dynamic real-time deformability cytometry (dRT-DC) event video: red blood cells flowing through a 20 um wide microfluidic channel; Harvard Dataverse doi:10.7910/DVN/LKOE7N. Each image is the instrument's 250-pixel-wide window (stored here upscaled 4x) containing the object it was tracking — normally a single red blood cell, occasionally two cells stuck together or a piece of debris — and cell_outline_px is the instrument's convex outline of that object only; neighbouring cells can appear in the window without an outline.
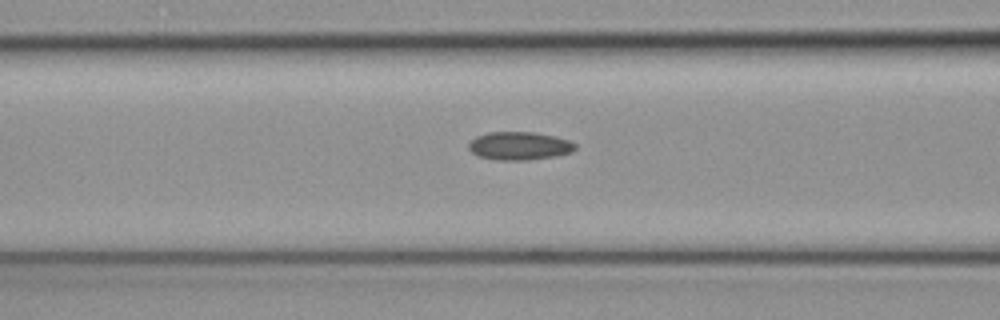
{"species": "common noctule bat (a hibernating species)", "species_latin": "Nyctalus noctula", "temperature_condition": "cold", "stored_images_in_passage": 10, "camera_frame_rate_fps": 3000, "um_per_image_px": 0.085, "animal": {"sex": "female", "body_mass_g": 19.3, "forearm_length_mm": 54.1}, "frame": {"image": 1, "passage_image": 9, "time_ms": 2.667, "image_size_px": [1000, 320], "cell_outline_px": [[576, 148], [572, 152], [556, 156], [528, 160], [496, 160], [476, 156], [468, 148], [468, 144], [476, 136], [488, 132], [536, 132], [556, 136], [568, 140], [576, 144]], "centroid_in_image_um": [44.14, 12.4], "position_along_channel_um": 122.5, "area_um2": 17.69}}